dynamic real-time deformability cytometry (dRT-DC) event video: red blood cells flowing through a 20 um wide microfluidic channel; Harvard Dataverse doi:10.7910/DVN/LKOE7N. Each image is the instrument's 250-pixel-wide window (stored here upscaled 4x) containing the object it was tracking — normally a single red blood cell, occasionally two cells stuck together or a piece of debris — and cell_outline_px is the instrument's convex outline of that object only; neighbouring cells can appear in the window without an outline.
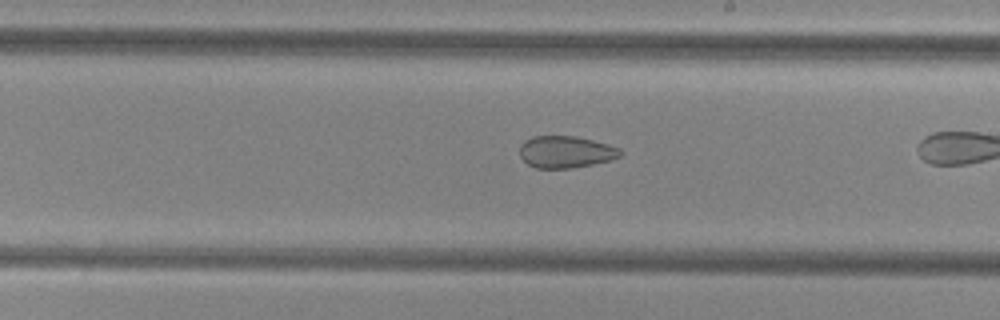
{"species": "common noctule bat (a hibernating species)", "species_latin": "Nyctalus noctula", "temperature_condition": "cold", "stored_images_in_passage": 26, "camera_frame_rate_fps": 3000, "um_per_image_px": 0.085, "animal": {"sex": "female", "body_mass_g": 29.2, "forearm_length_mm": 56.3}, "frame": {"image": 1, "passage_image": 19, "time_ms": 6.0, "image_size_px": [1000, 320], "cell_outline_px": [[624, 152], [620, 156], [608, 160], [592, 164], [572, 168], [536, 168], [528, 164], [520, 156], [520, 144], [524, 140], [532, 136], [576, 136], [608, 144], [620, 148]], "centroid_in_image_um": [48.07, 12.9], "position_along_channel_um": 240.9, "area_um2": 18.73}}
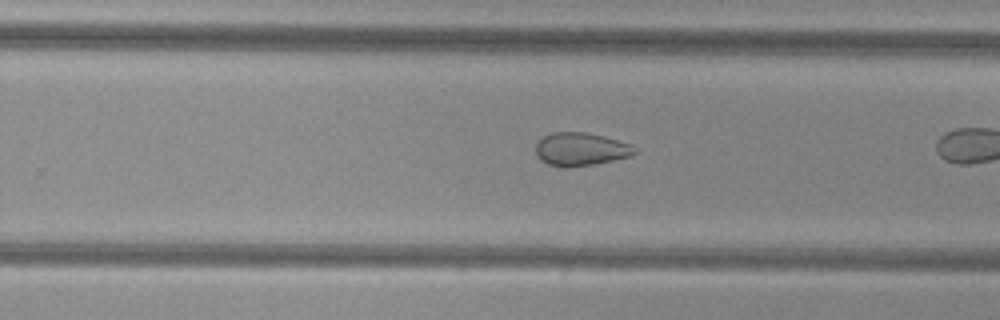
{"frame": {"image": 2, "passage_image": 22, "time_ms": 7.0, "image_size_px": [1000, 320], "cell_outline_px": [[640, 152], [628, 156], [596, 164], [568, 168], [564, 168], [548, 164], [540, 160], [536, 156], [536, 144], [544, 136], [552, 132], [584, 132], [604, 136], [632, 144]], "centroid_in_image_um": [49.37, 12.69], "position_along_channel_um": 280.4, "area_um2": 19.31}}